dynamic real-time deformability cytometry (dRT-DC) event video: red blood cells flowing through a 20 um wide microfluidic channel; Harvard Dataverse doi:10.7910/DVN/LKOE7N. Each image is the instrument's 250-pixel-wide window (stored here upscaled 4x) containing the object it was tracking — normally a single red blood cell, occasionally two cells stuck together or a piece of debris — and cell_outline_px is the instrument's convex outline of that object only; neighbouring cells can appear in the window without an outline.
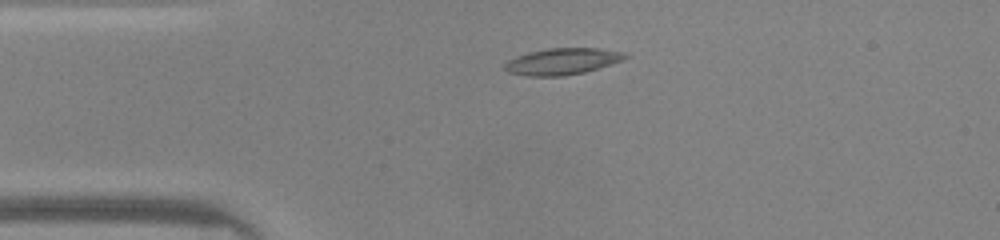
{"species": "common noctule bat (a hibernating species)", "species_latin": "Nyctalus noctula", "temperature_condition": "warm", "stored_images_in_passage": 38, "camera_frame_rate_fps": 3000, "um_per_image_px": 0.085, "animal": {"sex": "male", "body_mass_g": 20.0, "forearm_length_mm": 53.3}, "frame": {"image": 1, "passage_image": 1, "time_ms": 0.0, "image_size_px": [1000, 240], "cell_outline_px": [[628, 56], [624, 60], [584, 72], [564, 76], [528, 76], [508, 72], [504, 68], [504, 64], [508, 60], [528, 52], [548, 48], [600, 48], [628, 52]], "centroid_in_image_um": [47.83, 5.21], "position_along_channel_um": 37.2, "area_um2": 18.67}}
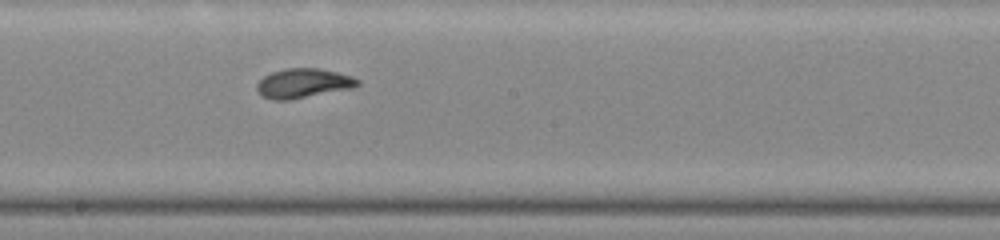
{"frame": {"image": 2, "passage_image": 16, "time_ms": 5.0, "image_size_px": [1000, 240], "cell_outline_px": [[360, 84], [352, 88], [288, 100], [272, 100], [264, 96], [256, 88], [256, 84], [264, 76], [272, 72], [284, 68], [320, 68], [352, 76], [360, 80]], "centroid_in_image_um": [25.78, 7.06], "position_along_channel_um": 222.4, "area_um2": 17.17}}
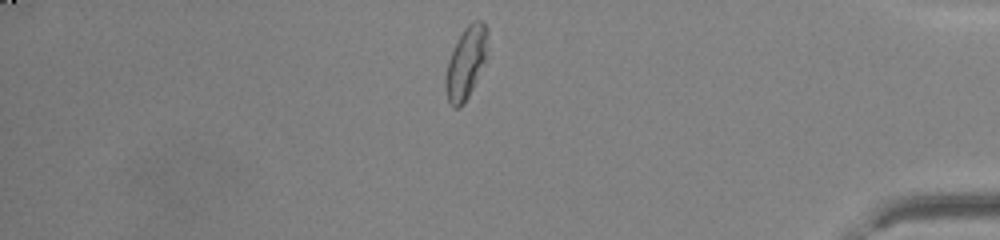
{"frame": {"image": 3, "passage_image": 31, "time_ms": 10.0, "image_size_px": [1000, 240], "cell_outline_px": [[488, 32], [484, 60], [472, 88], [464, 104], [460, 108], [452, 108], [448, 100], [444, 84], [444, 76], [448, 60], [456, 40], [464, 28], [472, 20], [484, 20], [488, 28]], "centroid_in_image_um": [39.57, 5.31], "position_along_channel_um": 395.6, "area_um2": 17.63}, "authors_computed_cell_mechanics": {"area_um2": 17.3978, "velocity_mm_per_s": 4.2241, "shape_relaxation_time_tau1_ms": 3.1457, "shape_relaxation_time_tau2_ms": 1.9932, "deformation_change_tau1": 0.1628, "deformation_change_tau2": 0.0822}}